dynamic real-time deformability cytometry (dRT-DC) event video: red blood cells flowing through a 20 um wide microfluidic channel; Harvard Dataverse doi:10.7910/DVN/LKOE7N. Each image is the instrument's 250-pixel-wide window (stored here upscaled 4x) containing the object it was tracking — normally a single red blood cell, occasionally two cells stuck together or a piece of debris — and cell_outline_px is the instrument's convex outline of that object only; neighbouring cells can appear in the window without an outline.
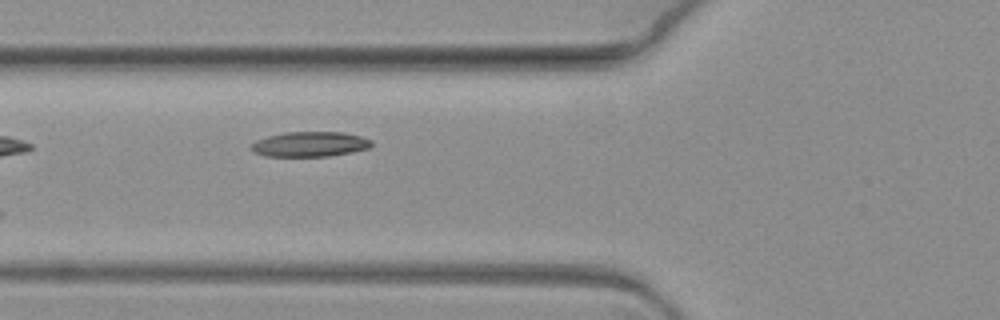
{"species": "common noctule bat (a hibernating species)", "species_latin": "Nyctalus noctula", "temperature_condition": "warm", "stored_images_in_passage": 6, "camera_frame_rate_fps": 3000, "um_per_image_px": 0.085, "animal": {"sex": "female", "body_mass_g": 19.3, "forearm_length_mm": 54.1}, "frame": {"image": 1, "passage_image": 6, "time_ms": 1.667, "image_size_px": [1000, 320], "cell_outline_px": [[372, 144], [368, 148], [352, 152], [328, 156], [264, 156], [252, 152], [252, 144], [256, 140], [268, 136], [284, 132], [344, 132], [360, 136], [372, 140]], "centroid_in_image_um": [26.33, 12.25], "position_along_channel_um": 99.5, "area_um2": 17.51}}